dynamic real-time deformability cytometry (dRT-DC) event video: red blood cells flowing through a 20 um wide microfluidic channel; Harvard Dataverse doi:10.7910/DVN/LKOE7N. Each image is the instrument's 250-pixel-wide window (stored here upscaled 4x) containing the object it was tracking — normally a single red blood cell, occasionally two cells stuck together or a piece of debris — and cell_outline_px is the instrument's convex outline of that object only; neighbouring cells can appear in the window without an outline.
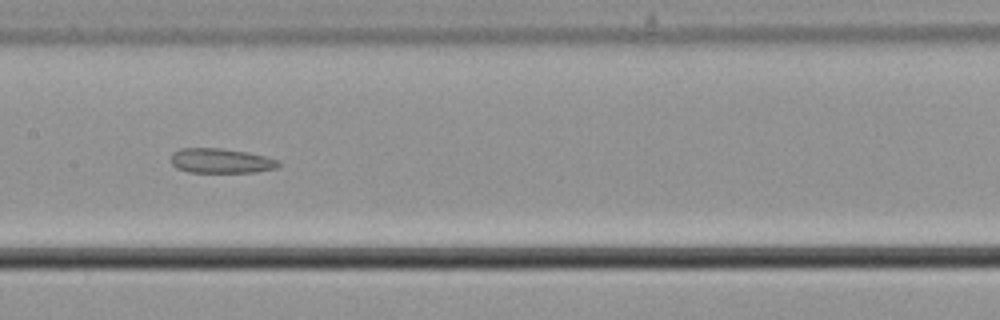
{"species": "common noctule bat (a hibernating species)", "species_latin": "Nyctalus noctula", "temperature_condition": "cold", "stored_images_in_passage": 6, "camera_frame_rate_fps": 3000, "um_per_image_px": 0.085, "animal": {"sex": "male", "body_mass_g": 21.5, "forearm_length_mm": 52.0}, "frame": {"image": 1, "passage_image": 6, "time_ms": 1.667, "image_size_px": [1000, 320], "cell_outline_px": [[280, 168], [256, 172], [188, 172], [176, 168], [172, 164], [172, 156], [176, 152], [184, 148], [220, 148], [248, 152], [280, 160]], "centroid_in_image_um": [18.85, 13.68], "position_along_channel_um": 188.5, "area_um2": 15.49}}